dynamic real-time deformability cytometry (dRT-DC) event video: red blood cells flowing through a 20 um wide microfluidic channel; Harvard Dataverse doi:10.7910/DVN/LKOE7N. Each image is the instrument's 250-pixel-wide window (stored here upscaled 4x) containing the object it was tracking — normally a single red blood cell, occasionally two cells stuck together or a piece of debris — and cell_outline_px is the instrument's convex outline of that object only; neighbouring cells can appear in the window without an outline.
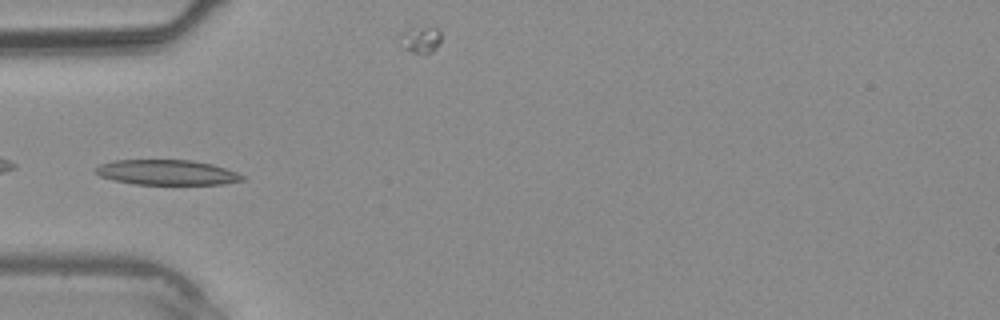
{"species": "common noctule bat (a hibernating species)", "species_latin": "Nyctalus noctula", "temperature_condition": "warm", "stored_images_in_passage": 38, "camera_frame_rate_fps": 3000, "um_per_image_px": 0.085, "animal": {"sex": "male", "body_mass_g": 20.4}, "frame": {"image": 1, "passage_image": 12, "time_ms": 3.667, "image_size_px": [1000, 320], "cell_outline_px": [[244, 180], [224, 184], [136, 184], [112, 180], [100, 176], [96, 172], [96, 168], [100, 164], [112, 160], [192, 160], [212, 164], [236, 172], [244, 176]], "centroid_in_image_um": [14.18, 14.65], "position_along_channel_um": 70.8, "area_um2": 21.39}}